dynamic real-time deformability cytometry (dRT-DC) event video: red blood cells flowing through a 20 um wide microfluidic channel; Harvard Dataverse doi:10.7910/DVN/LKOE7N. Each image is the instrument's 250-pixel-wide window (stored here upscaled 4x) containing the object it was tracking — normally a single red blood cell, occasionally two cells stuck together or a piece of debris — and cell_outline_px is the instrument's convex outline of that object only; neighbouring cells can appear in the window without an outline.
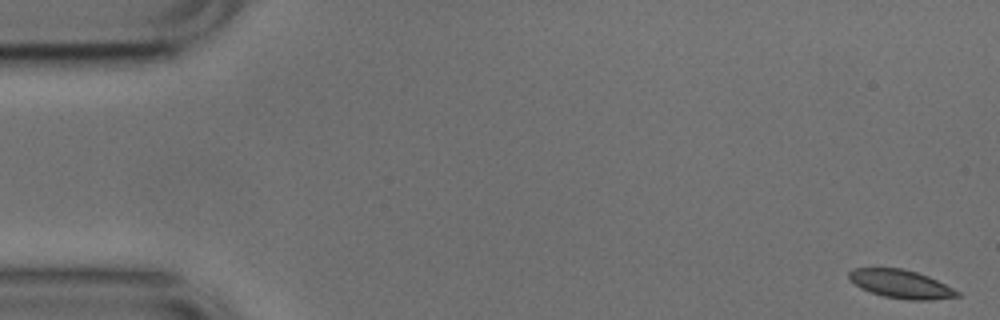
{"species": "common noctule bat (a hibernating species)", "species_latin": "Nyctalus noctula", "temperature_condition": "cold", "stored_images_in_passage": 53, "camera_frame_rate_fps": 3000, "um_per_image_px": 0.085, "animal": {"sex": "male", "body_mass_g": 17.9, "forearm_length_mm": 54.2}, "frame": {"image": 1, "passage_image": 1, "time_ms": 0.0, "image_size_px": [1000, 320], "cell_outline_px": [[960, 296], [932, 300], [908, 300], [884, 296], [860, 288], [848, 276], [848, 272], [852, 268], [904, 268], [928, 276], [960, 292]], "centroid_in_image_um": [76.58, 24.14], "position_along_channel_um": 8.4, "area_um2": 17.74}}
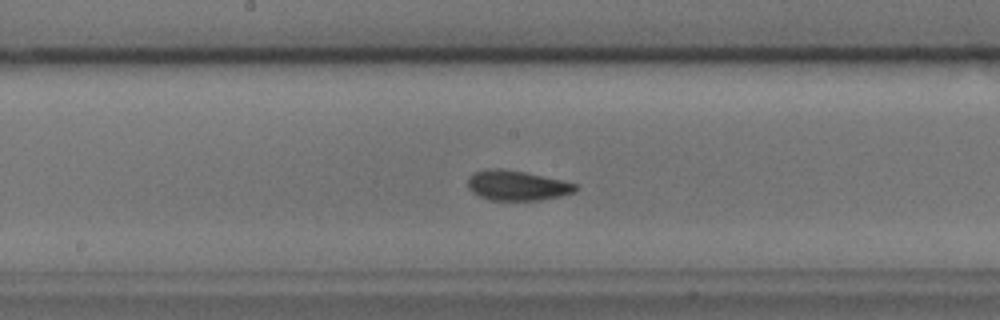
{"frame": {"image": 2, "passage_image": 27, "time_ms": 8.667, "image_size_px": [1000, 320], "cell_outline_px": [[580, 188], [576, 192], [560, 196], [540, 200], [492, 200], [480, 196], [472, 192], [468, 188], [468, 180], [476, 172], [492, 168], [500, 168], [524, 172], [560, 180], [576, 184]], "centroid_in_image_um": [43.98, 15.78], "position_along_channel_um": 204.2, "area_um2": 18.55}}
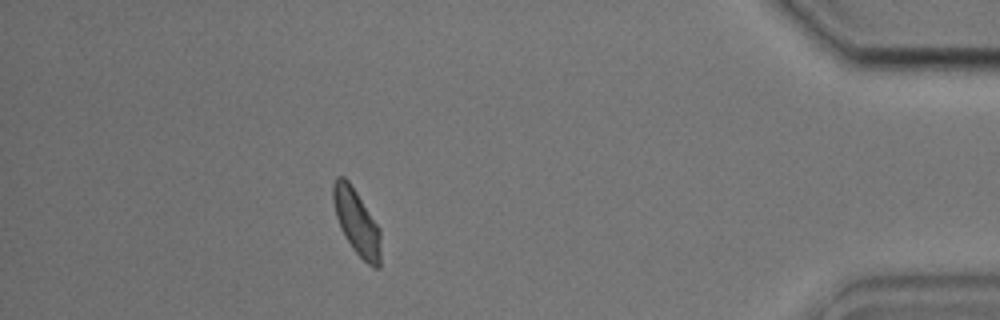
{"frame": {"image": 3, "passage_image": 47, "time_ms": 15.333, "image_size_px": [1000, 320], "cell_outline_px": [[380, 268], [376, 268], [368, 264], [352, 248], [344, 236], [340, 228], [336, 216], [332, 200], [332, 184], [336, 176], [344, 176], [348, 180], [380, 228]], "centroid_in_image_um": [30.29, 18.86], "position_along_channel_um": 404.9, "area_um2": 18.15}, "authors_computed_cell_mechanics": {"area_um2": 18.3226, "velocity_mm_per_s": 3.7413, "shape_relaxation_time_tau1_ms": 2.6277, "shape_relaxation_time_tau2_ms": 2.018, "deformation_change_tau1": 0.102, "deformation_change_tau2": 0.0609}}